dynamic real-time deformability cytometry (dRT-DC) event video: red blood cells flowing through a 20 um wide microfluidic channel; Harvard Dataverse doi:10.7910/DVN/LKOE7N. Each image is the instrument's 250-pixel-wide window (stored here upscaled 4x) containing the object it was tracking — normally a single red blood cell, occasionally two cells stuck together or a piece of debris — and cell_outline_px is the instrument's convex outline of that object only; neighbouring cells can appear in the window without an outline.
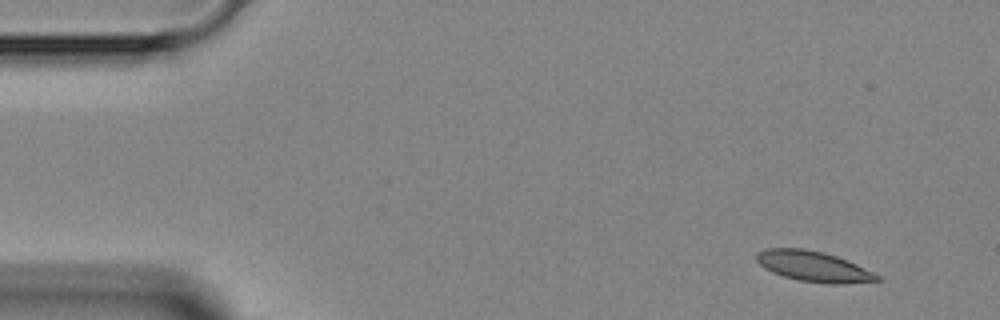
{"species": "Egyptian fruit bat (a non-hibernating species)", "species_latin": "Rousettus aegyptiacus", "temperature_condition": "room temperature", "stored_images_in_passage": 3, "camera_frame_rate_fps": 3000, "um_per_image_px": 0.085, "animal": {"sex": "female"}, "frame": {"image": 1, "passage_image": 1, "time_ms": 0.0, "image_size_px": [1000, 320], "cell_outline_px": [[884, 280], [840, 284], [828, 284], [800, 280], [784, 276], [772, 272], [764, 268], [756, 260], [756, 252], [764, 248], [804, 248], [824, 252], [836, 256], [856, 264], [880, 276]], "centroid_in_image_um": [69.13, 22.64], "position_along_channel_um": 15.9, "area_um2": 21.39}}
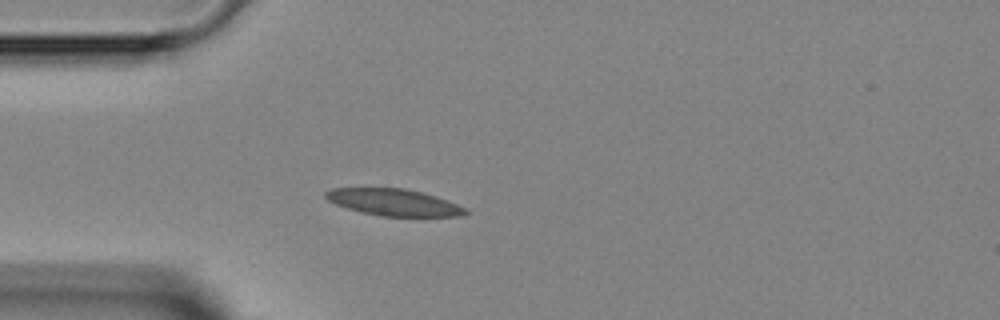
{"frame": {"image": 2, "passage_image": 3, "time_ms": 3.0, "image_size_px": [1000, 320], "cell_outline_px": [[468, 212], [460, 216], [384, 216], [360, 212], [336, 204], [328, 200], [324, 196], [324, 192], [332, 188], [404, 188], [436, 196], [448, 200], [464, 208]], "centroid_in_image_um": [33.44, 17.19], "position_along_channel_um": 51.6, "area_um2": 21.56}}